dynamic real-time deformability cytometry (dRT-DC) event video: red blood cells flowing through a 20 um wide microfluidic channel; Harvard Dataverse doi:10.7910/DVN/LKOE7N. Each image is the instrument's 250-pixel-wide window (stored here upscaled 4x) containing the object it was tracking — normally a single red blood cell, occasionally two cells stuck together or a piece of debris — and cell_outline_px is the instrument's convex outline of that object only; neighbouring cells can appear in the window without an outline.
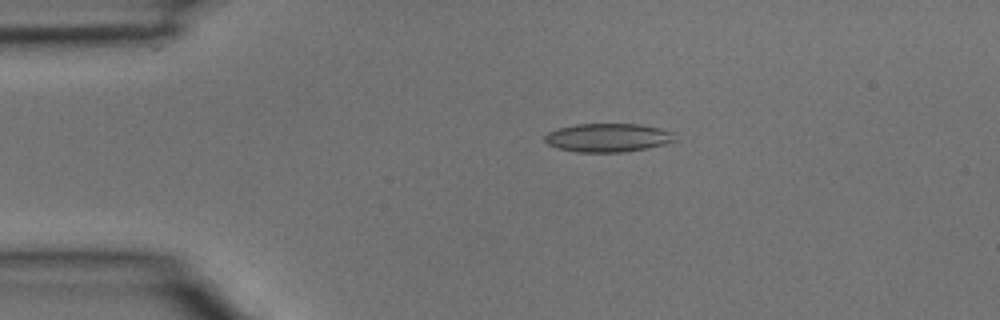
{"species": "common noctule bat (a hibernating species)", "species_latin": "Nyctalus noctula", "temperature_condition": "room temperature", "stored_images_in_passage": 4, "camera_frame_rate_fps": 3000, "um_per_image_px": 0.085, "animal": {"sex": "male", "body_mass_g": 15.6}, "frame": {"image": 1, "passage_image": 3, "time_ms": 0.667, "image_size_px": [1000, 320], "cell_outline_px": [[680, 140], [648, 148], [624, 152], [576, 152], [556, 148], [548, 144], [544, 140], [544, 136], [548, 132], [560, 128], [576, 124], [640, 124], [660, 128], [672, 132]], "centroid_in_image_um": [51.7, 11.71], "position_along_channel_um": 33.3, "area_um2": 21.85}}